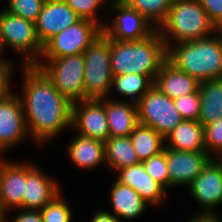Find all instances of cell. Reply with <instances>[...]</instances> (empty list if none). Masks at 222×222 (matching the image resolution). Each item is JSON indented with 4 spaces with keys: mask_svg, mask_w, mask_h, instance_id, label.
Masks as SVG:
<instances>
[{
    "mask_svg": "<svg viewBox=\"0 0 222 222\" xmlns=\"http://www.w3.org/2000/svg\"><path fill=\"white\" fill-rule=\"evenodd\" d=\"M105 162L115 172L139 164L130 137H109L105 142Z\"/></svg>",
    "mask_w": 222,
    "mask_h": 222,
    "instance_id": "25",
    "label": "cell"
},
{
    "mask_svg": "<svg viewBox=\"0 0 222 222\" xmlns=\"http://www.w3.org/2000/svg\"><path fill=\"white\" fill-rule=\"evenodd\" d=\"M68 156L80 169H94L105 162V143L77 134L68 146Z\"/></svg>",
    "mask_w": 222,
    "mask_h": 222,
    "instance_id": "22",
    "label": "cell"
},
{
    "mask_svg": "<svg viewBox=\"0 0 222 222\" xmlns=\"http://www.w3.org/2000/svg\"><path fill=\"white\" fill-rule=\"evenodd\" d=\"M66 4L78 14L81 19L97 23L102 29L105 24L98 21L97 10L105 9L107 0H64Z\"/></svg>",
    "mask_w": 222,
    "mask_h": 222,
    "instance_id": "32",
    "label": "cell"
},
{
    "mask_svg": "<svg viewBox=\"0 0 222 222\" xmlns=\"http://www.w3.org/2000/svg\"><path fill=\"white\" fill-rule=\"evenodd\" d=\"M145 171L166 190H169V174L167 170L166 150L141 161Z\"/></svg>",
    "mask_w": 222,
    "mask_h": 222,
    "instance_id": "30",
    "label": "cell"
},
{
    "mask_svg": "<svg viewBox=\"0 0 222 222\" xmlns=\"http://www.w3.org/2000/svg\"><path fill=\"white\" fill-rule=\"evenodd\" d=\"M110 197L112 201V208L119 220L135 219L141 216L147 206L139 194L131 187L126 186L115 179L111 185Z\"/></svg>",
    "mask_w": 222,
    "mask_h": 222,
    "instance_id": "23",
    "label": "cell"
},
{
    "mask_svg": "<svg viewBox=\"0 0 222 222\" xmlns=\"http://www.w3.org/2000/svg\"><path fill=\"white\" fill-rule=\"evenodd\" d=\"M79 135L105 142L109 138L105 98L85 99L72 104V127Z\"/></svg>",
    "mask_w": 222,
    "mask_h": 222,
    "instance_id": "11",
    "label": "cell"
},
{
    "mask_svg": "<svg viewBox=\"0 0 222 222\" xmlns=\"http://www.w3.org/2000/svg\"><path fill=\"white\" fill-rule=\"evenodd\" d=\"M25 183V163L0 159V197L6 211L23 209Z\"/></svg>",
    "mask_w": 222,
    "mask_h": 222,
    "instance_id": "17",
    "label": "cell"
},
{
    "mask_svg": "<svg viewBox=\"0 0 222 222\" xmlns=\"http://www.w3.org/2000/svg\"><path fill=\"white\" fill-rule=\"evenodd\" d=\"M187 222H222V219L215 214H201L197 213L192 219Z\"/></svg>",
    "mask_w": 222,
    "mask_h": 222,
    "instance_id": "39",
    "label": "cell"
},
{
    "mask_svg": "<svg viewBox=\"0 0 222 222\" xmlns=\"http://www.w3.org/2000/svg\"><path fill=\"white\" fill-rule=\"evenodd\" d=\"M138 123L150 126L164 138L184 119L174 101L153 85L136 104Z\"/></svg>",
    "mask_w": 222,
    "mask_h": 222,
    "instance_id": "8",
    "label": "cell"
},
{
    "mask_svg": "<svg viewBox=\"0 0 222 222\" xmlns=\"http://www.w3.org/2000/svg\"><path fill=\"white\" fill-rule=\"evenodd\" d=\"M166 150L169 189L174 186L190 185L211 159L206 152Z\"/></svg>",
    "mask_w": 222,
    "mask_h": 222,
    "instance_id": "14",
    "label": "cell"
},
{
    "mask_svg": "<svg viewBox=\"0 0 222 222\" xmlns=\"http://www.w3.org/2000/svg\"><path fill=\"white\" fill-rule=\"evenodd\" d=\"M46 0H8L5 10L25 20L36 22Z\"/></svg>",
    "mask_w": 222,
    "mask_h": 222,
    "instance_id": "31",
    "label": "cell"
},
{
    "mask_svg": "<svg viewBox=\"0 0 222 222\" xmlns=\"http://www.w3.org/2000/svg\"><path fill=\"white\" fill-rule=\"evenodd\" d=\"M217 30H222V0H197Z\"/></svg>",
    "mask_w": 222,
    "mask_h": 222,
    "instance_id": "35",
    "label": "cell"
},
{
    "mask_svg": "<svg viewBox=\"0 0 222 222\" xmlns=\"http://www.w3.org/2000/svg\"><path fill=\"white\" fill-rule=\"evenodd\" d=\"M42 222H72V211L61 192L40 210Z\"/></svg>",
    "mask_w": 222,
    "mask_h": 222,
    "instance_id": "29",
    "label": "cell"
},
{
    "mask_svg": "<svg viewBox=\"0 0 222 222\" xmlns=\"http://www.w3.org/2000/svg\"><path fill=\"white\" fill-rule=\"evenodd\" d=\"M97 211L93 215L91 222H121L113 213L101 209Z\"/></svg>",
    "mask_w": 222,
    "mask_h": 222,
    "instance_id": "38",
    "label": "cell"
},
{
    "mask_svg": "<svg viewBox=\"0 0 222 222\" xmlns=\"http://www.w3.org/2000/svg\"><path fill=\"white\" fill-rule=\"evenodd\" d=\"M109 137H128L138 124L137 105L132 101L105 98Z\"/></svg>",
    "mask_w": 222,
    "mask_h": 222,
    "instance_id": "19",
    "label": "cell"
},
{
    "mask_svg": "<svg viewBox=\"0 0 222 222\" xmlns=\"http://www.w3.org/2000/svg\"><path fill=\"white\" fill-rule=\"evenodd\" d=\"M201 97L198 121L204 127L222 117V79L199 83Z\"/></svg>",
    "mask_w": 222,
    "mask_h": 222,
    "instance_id": "24",
    "label": "cell"
},
{
    "mask_svg": "<svg viewBox=\"0 0 222 222\" xmlns=\"http://www.w3.org/2000/svg\"><path fill=\"white\" fill-rule=\"evenodd\" d=\"M204 144L206 153L211 158H215L211 152L219 159L222 157V117L204 126Z\"/></svg>",
    "mask_w": 222,
    "mask_h": 222,
    "instance_id": "34",
    "label": "cell"
},
{
    "mask_svg": "<svg viewBox=\"0 0 222 222\" xmlns=\"http://www.w3.org/2000/svg\"><path fill=\"white\" fill-rule=\"evenodd\" d=\"M80 19L64 0H46L35 22L38 39L44 45L54 35Z\"/></svg>",
    "mask_w": 222,
    "mask_h": 222,
    "instance_id": "15",
    "label": "cell"
},
{
    "mask_svg": "<svg viewBox=\"0 0 222 222\" xmlns=\"http://www.w3.org/2000/svg\"><path fill=\"white\" fill-rule=\"evenodd\" d=\"M138 11L157 29L166 20L174 0H121Z\"/></svg>",
    "mask_w": 222,
    "mask_h": 222,
    "instance_id": "28",
    "label": "cell"
},
{
    "mask_svg": "<svg viewBox=\"0 0 222 222\" xmlns=\"http://www.w3.org/2000/svg\"><path fill=\"white\" fill-rule=\"evenodd\" d=\"M40 68L55 88L72 104L85 100L83 53L39 60Z\"/></svg>",
    "mask_w": 222,
    "mask_h": 222,
    "instance_id": "6",
    "label": "cell"
},
{
    "mask_svg": "<svg viewBox=\"0 0 222 222\" xmlns=\"http://www.w3.org/2000/svg\"><path fill=\"white\" fill-rule=\"evenodd\" d=\"M154 85L172 100L191 94L199 88V82L195 78L179 71L168 61L161 66Z\"/></svg>",
    "mask_w": 222,
    "mask_h": 222,
    "instance_id": "20",
    "label": "cell"
},
{
    "mask_svg": "<svg viewBox=\"0 0 222 222\" xmlns=\"http://www.w3.org/2000/svg\"><path fill=\"white\" fill-rule=\"evenodd\" d=\"M139 161H144L161 153L165 148V138L150 126L138 123L129 135Z\"/></svg>",
    "mask_w": 222,
    "mask_h": 222,
    "instance_id": "26",
    "label": "cell"
},
{
    "mask_svg": "<svg viewBox=\"0 0 222 222\" xmlns=\"http://www.w3.org/2000/svg\"><path fill=\"white\" fill-rule=\"evenodd\" d=\"M29 135L23 105L18 94L13 93L0 102V154Z\"/></svg>",
    "mask_w": 222,
    "mask_h": 222,
    "instance_id": "13",
    "label": "cell"
},
{
    "mask_svg": "<svg viewBox=\"0 0 222 222\" xmlns=\"http://www.w3.org/2000/svg\"><path fill=\"white\" fill-rule=\"evenodd\" d=\"M167 47V61L199 83L222 79V30L213 35Z\"/></svg>",
    "mask_w": 222,
    "mask_h": 222,
    "instance_id": "3",
    "label": "cell"
},
{
    "mask_svg": "<svg viewBox=\"0 0 222 222\" xmlns=\"http://www.w3.org/2000/svg\"><path fill=\"white\" fill-rule=\"evenodd\" d=\"M13 63L0 64V102L10 97L14 91L11 89V78L14 71Z\"/></svg>",
    "mask_w": 222,
    "mask_h": 222,
    "instance_id": "36",
    "label": "cell"
},
{
    "mask_svg": "<svg viewBox=\"0 0 222 222\" xmlns=\"http://www.w3.org/2000/svg\"><path fill=\"white\" fill-rule=\"evenodd\" d=\"M173 101L184 120L198 121L201 103L199 88L195 92L176 98Z\"/></svg>",
    "mask_w": 222,
    "mask_h": 222,
    "instance_id": "33",
    "label": "cell"
},
{
    "mask_svg": "<svg viewBox=\"0 0 222 222\" xmlns=\"http://www.w3.org/2000/svg\"><path fill=\"white\" fill-rule=\"evenodd\" d=\"M153 85L154 81L149 76L133 73L116 75L112 80V87L119 92V95L131 97L134 104H137Z\"/></svg>",
    "mask_w": 222,
    "mask_h": 222,
    "instance_id": "27",
    "label": "cell"
},
{
    "mask_svg": "<svg viewBox=\"0 0 222 222\" xmlns=\"http://www.w3.org/2000/svg\"><path fill=\"white\" fill-rule=\"evenodd\" d=\"M110 60L113 76L133 73L147 75L155 81L167 61V46L158 30L140 41L110 39Z\"/></svg>",
    "mask_w": 222,
    "mask_h": 222,
    "instance_id": "2",
    "label": "cell"
},
{
    "mask_svg": "<svg viewBox=\"0 0 222 222\" xmlns=\"http://www.w3.org/2000/svg\"><path fill=\"white\" fill-rule=\"evenodd\" d=\"M5 47L2 36L0 34V64H6V63H13V62H9L7 59L4 60L3 55H1V53L3 52V48Z\"/></svg>",
    "mask_w": 222,
    "mask_h": 222,
    "instance_id": "40",
    "label": "cell"
},
{
    "mask_svg": "<svg viewBox=\"0 0 222 222\" xmlns=\"http://www.w3.org/2000/svg\"><path fill=\"white\" fill-rule=\"evenodd\" d=\"M117 173V181L133 188L150 205H159L166 197V189L145 171L141 162L119 169Z\"/></svg>",
    "mask_w": 222,
    "mask_h": 222,
    "instance_id": "18",
    "label": "cell"
},
{
    "mask_svg": "<svg viewBox=\"0 0 222 222\" xmlns=\"http://www.w3.org/2000/svg\"><path fill=\"white\" fill-rule=\"evenodd\" d=\"M60 192V186L53 178L45 175L40 167L26 163L23 209L40 211Z\"/></svg>",
    "mask_w": 222,
    "mask_h": 222,
    "instance_id": "16",
    "label": "cell"
},
{
    "mask_svg": "<svg viewBox=\"0 0 222 222\" xmlns=\"http://www.w3.org/2000/svg\"><path fill=\"white\" fill-rule=\"evenodd\" d=\"M111 5L116 17L112 24H106L102 31L111 40L140 41L152 35L157 28L135 9L121 0H113Z\"/></svg>",
    "mask_w": 222,
    "mask_h": 222,
    "instance_id": "10",
    "label": "cell"
},
{
    "mask_svg": "<svg viewBox=\"0 0 222 222\" xmlns=\"http://www.w3.org/2000/svg\"><path fill=\"white\" fill-rule=\"evenodd\" d=\"M5 214H6V209L4 208L1 201V197H0V222H7V218L5 217Z\"/></svg>",
    "mask_w": 222,
    "mask_h": 222,
    "instance_id": "41",
    "label": "cell"
},
{
    "mask_svg": "<svg viewBox=\"0 0 222 222\" xmlns=\"http://www.w3.org/2000/svg\"><path fill=\"white\" fill-rule=\"evenodd\" d=\"M85 99L107 98L113 75L110 60V39L102 32L83 52Z\"/></svg>",
    "mask_w": 222,
    "mask_h": 222,
    "instance_id": "5",
    "label": "cell"
},
{
    "mask_svg": "<svg viewBox=\"0 0 222 222\" xmlns=\"http://www.w3.org/2000/svg\"><path fill=\"white\" fill-rule=\"evenodd\" d=\"M0 34L5 47L22 54V65H35L41 58L43 45L38 39L35 23L20 16L0 11Z\"/></svg>",
    "mask_w": 222,
    "mask_h": 222,
    "instance_id": "7",
    "label": "cell"
},
{
    "mask_svg": "<svg viewBox=\"0 0 222 222\" xmlns=\"http://www.w3.org/2000/svg\"><path fill=\"white\" fill-rule=\"evenodd\" d=\"M191 196L202 206L201 214H215L222 204V161L211 158L189 185Z\"/></svg>",
    "mask_w": 222,
    "mask_h": 222,
    "instance_id": "12",
    "label": "cell"
},
{
    "mask_svg": "<svg viewBox=\"0 0 222 222\" xmlns=\"http://www.w3.org/2000/svg\"><path fill=\"white\" fill-rule=\"evenodd\" d=\"M165 143V148L178 151L206 152L204 127L199 121L183 120L165 137Z\"/></svg>",
    "mask_w": 222,
    "mask_h": 222,
    "instance_id": "21",
    "label": "cell"
},
{
    "mask_svg": "<svg viewBox=\"0 0 222 222\" xmlns=\"http://www.w3.org/2000/svg\"><path fill=\"white\" fill-rule=\"evenodd\" d=\"M22 94L26 124L39 145L57 137L59 132L72 127V103L53 85L44 72L35 65H23Z\"/></svg>",
    "mask_w": 222,
    "mask_h": 222,
    "instance_id": "1",
    "label": "cell"
},
{
    "mask_svg": "<svg viewBox=\"0 0 222 222\" xmlns=\"http://www.w3.org/2000/svg\"><path fill=\"white\" fill-rule=\"evenodd\" d=\"M21 212L13 218L12 222H42L39 210L18 209Z\"/></svg>",
    "mask_w": 222,
    "mask_h": 222,
    "instance_id": "37",
    "label": "cell"
},
{
    "mask_svg": "<svg viewBox=\"0 0 222 222\" xmlns=\"http://www.w3.org/2000/svg\"><path fill=\"white\" fill-rule=\"evenodd\" d=\"M102 32V28L97 23L80 19L54 35L43 45L40 60L83 53Z\"/></svg>",
    "mask_w": 222,
    "mask_h": 222,
    "instance_id": "9",
    "label": "cell"
},
{
    "mask_svg": "<svg viewBox=\"0 0 222 222\" xmlns=\"http://www.w3.org/2000/svg\"><path fill=\"white\" fill-rule=\"evenodd\" d=\"M157 30L167 47L174 40L177 43L198 40L218 31L197 0H174L166 20Z\"/></svg>",
    "mask_w": 222,
    "mask_h": 222,
    "instance_id": "4",
    "label": "cell"
}]
</instances>
